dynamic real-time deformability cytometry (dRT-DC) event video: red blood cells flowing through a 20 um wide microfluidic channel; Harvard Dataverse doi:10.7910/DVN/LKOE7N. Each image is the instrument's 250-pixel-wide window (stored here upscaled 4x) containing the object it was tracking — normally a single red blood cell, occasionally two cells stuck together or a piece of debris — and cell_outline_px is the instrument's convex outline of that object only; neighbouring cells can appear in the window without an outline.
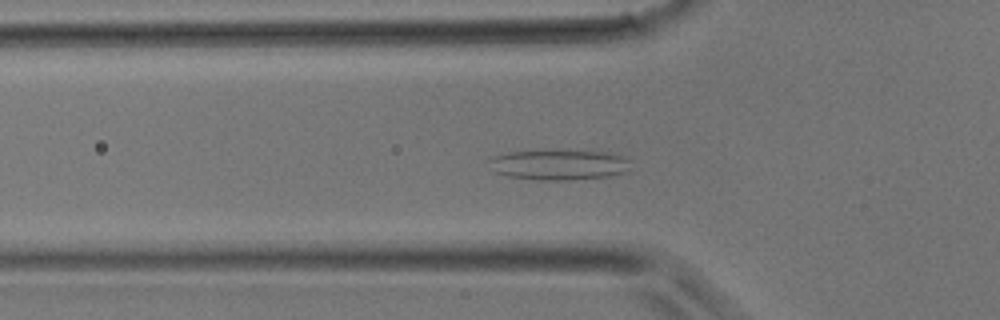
{"species": "common noctule bat (a hibernating species)", "species_latin": "Nyctalus noctula", "temperature_condition": "room temperature", "stored_images_in_passage": 32, "camera_frame_rate_fps": 3000, "um_per_image_px": 0.085, "animal": {"sex": "male", "body_mass_g": 17.9}, "frame": {"image": 1, "passage_image": 6, "time_ms": 1.667, "image_size_px": [1000, 320], "cell_outline_px": [[628, 172], [612, 176], [572, 180], [540, 180], [508, 176], [492, 172], [488, 160], [488, 156], [504, 152], [544, 148], [564, 148], [608, 152], [624, 156], [628, 160]], "centroid_in_image_um": [47.44, 13.95], "position_along_channel_um": 78.4, "area_um2": 26.65}}
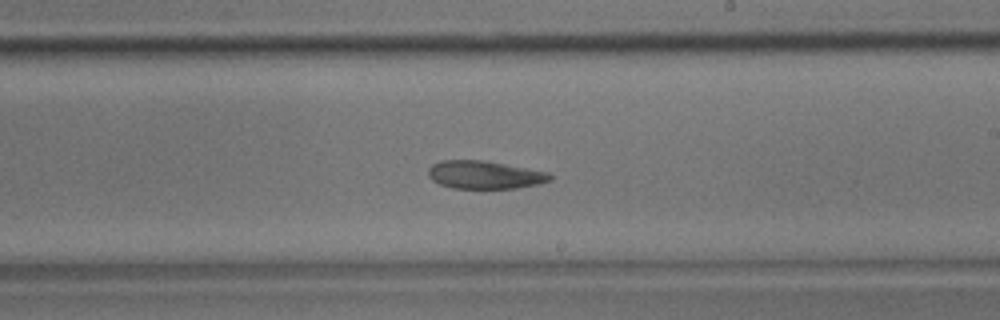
{"frame": {"image": 2, "passage_image": 16, "time_ms": 5.0, "image_size_px": [1000, 320], "cell_outline_px": [[552, 180], [536, 184], [516, 188], [452, 188], [440, 184], [432, 180], [428, 176], [428, 168], [432, 164], [440, 160], [484, 160], [552, 172]], "centroid_in_image_um": [41.21, 14.85], "position_along_channel_um": 247.8, "area_um2": 20.06}}
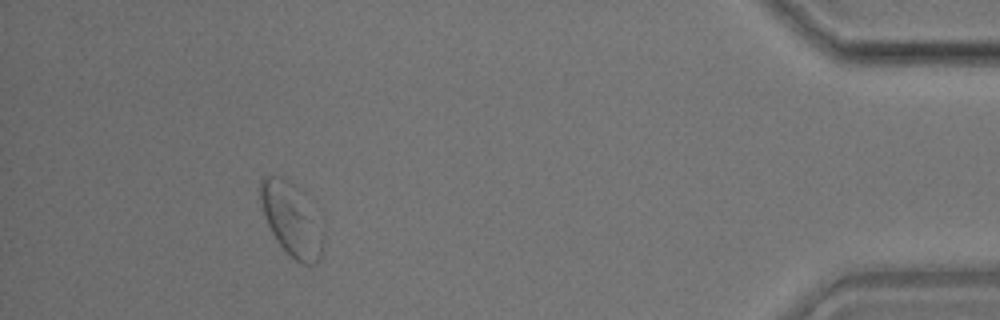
{"frame": {"image": 3, "passage_image": 29, "time_ms": 9.333, "image_size_px": [1000, 320], "cell_outline_px": [[324, 244], [320, 256], [316, 264], [300, 264], [276, 240], [264, 216], [260, 200], [260, 180], [264, 176], [284, 176], [296, 184], [304, 192], [324, 216]], "centroid_in_image_um": [24.89, 18.58], "position_along_channel_um": 410.3, "area_um2": 28.21}}